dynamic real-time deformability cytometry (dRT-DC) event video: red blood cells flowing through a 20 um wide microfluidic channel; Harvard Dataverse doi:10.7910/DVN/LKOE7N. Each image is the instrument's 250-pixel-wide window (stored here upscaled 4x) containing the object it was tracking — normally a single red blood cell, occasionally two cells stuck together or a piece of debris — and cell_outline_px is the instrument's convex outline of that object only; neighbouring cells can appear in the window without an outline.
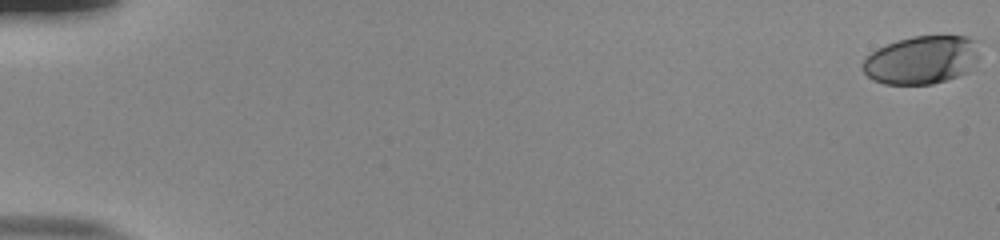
{"species": "human", "species_latin": "Homo sapiens", "temperature_condition": "room temperature", "stored_images_in_passage": 55, "camera_frame_rate_fps": 3000, "um_per_image_px": 0.085, "donor": {"sex": "male"}, "frame": {"image": 1, "passage_image": 1, "time_ms": 0.0, "image_size_px": [1000, 240], "cell_outline_px": [[984, 44], [976, 60], [968, 72], [932, 84], [884, 84], [872, 80], [860, 68], [864, 60], [876, 48], [896, 40], [912, 36], [968, 36], [984, 40]], "centroid_in_image_um": [78.4, 5.06], "position_along_channel_um": 6.6, "area_um2": 33.52}}
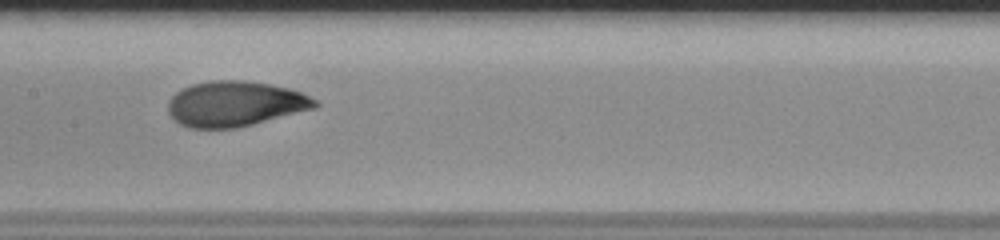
{"frame": {"image": 2, "passage_image": 30, "time_ms": 9.667, "image_size_px": [1000, 240], "cell_outline_px": [[320, 104], [316, 108], [236, 128], [188, 128], [180, 124], [168, 112], [168, 100], [176, 92], [192, 84], [208, 80], [240, 80], [268, 84], [288, 88], [300, 92], [316, 100]], "centroid_in_image_um": [19.96, 8.82], "position_along_channel_um": 187.4, "area_um2": 38.61}}
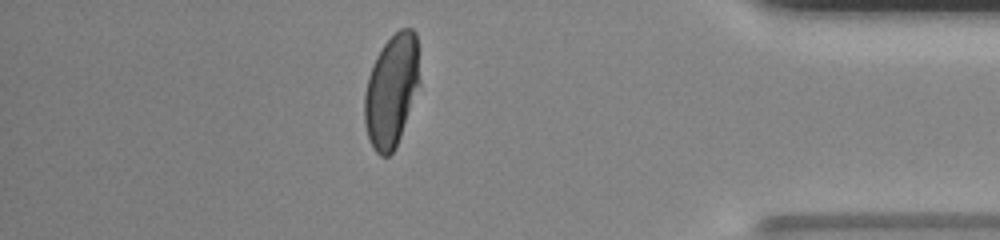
{"frame": {"image": 3, "passage_image": 49, "time_ms": 16.0, "image_size_px": [1000, 240], "cell_outline_px": [[420, 84], [396, 148], [388, 156], [380, 156], [372, 148], [364, 124], [364, 96], [368, 76], [376, 56], [384, 44], [400, 28], [412, 28], [416, 32], [420, 80]], "centroid_in_image_um": [33.28, 7.71], "position_along_channel_um": 401.9, "area_um2": 36.3}, "authors_computed_cell_mechanics": {"area_um2": 37.4544, "velocity_mm_per_s": 3.8593, "shape_relaxation_time_tau1_ms": 6.037, "shape_relaxation_time_tau2_ms": 0.858, "deformation_change_tau1": 0.2295, "deformation_change_tau2": 0.055}}